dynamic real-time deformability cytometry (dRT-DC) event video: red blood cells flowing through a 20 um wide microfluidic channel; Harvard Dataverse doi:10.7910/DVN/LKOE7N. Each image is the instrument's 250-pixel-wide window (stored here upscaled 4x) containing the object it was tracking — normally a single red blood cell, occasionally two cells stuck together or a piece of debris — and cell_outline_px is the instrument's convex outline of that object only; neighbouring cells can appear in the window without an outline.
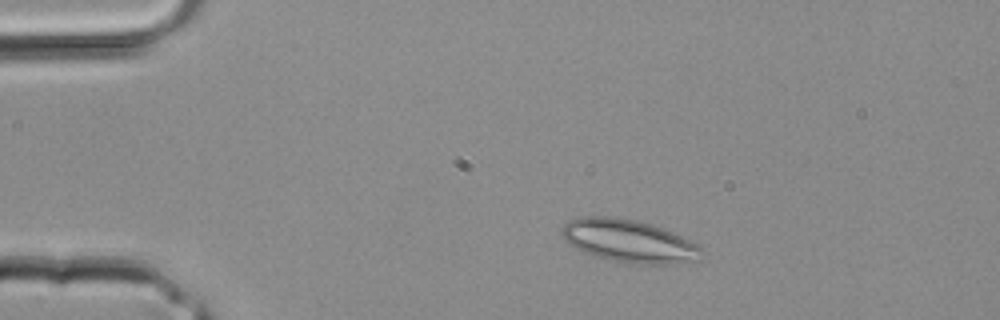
{"species": "common noctule bat (a hibernating species)", "species_latin": "Nyctalus noctula", "temperature_condition": "room temperature", "stored_images_in_passage": 2, "camera_frame_rate_fps": 3000, "um_per_image_px": 0.085, "animal": {"sex": "male", "body_mass_g": 20.4}, "frame": {"image": 1, "passage_image": 1, "time_ms": 0.0, "image_size_px": [1000, 320], "cell_outline_px": [[708, 252], [696, 260], [680, 264], [632, 264], [608, 260], [592, 256], [568, 244], [564, 240], [564, 224], [568, 220], [580, 216], [612, 216], [636, 220], [652, 224], [664, 228], [704, 248]], "centroid_in_image_um": [53.5, 20.5], "position_along_channel_um": 31.5, "area_um2": 35.32}}